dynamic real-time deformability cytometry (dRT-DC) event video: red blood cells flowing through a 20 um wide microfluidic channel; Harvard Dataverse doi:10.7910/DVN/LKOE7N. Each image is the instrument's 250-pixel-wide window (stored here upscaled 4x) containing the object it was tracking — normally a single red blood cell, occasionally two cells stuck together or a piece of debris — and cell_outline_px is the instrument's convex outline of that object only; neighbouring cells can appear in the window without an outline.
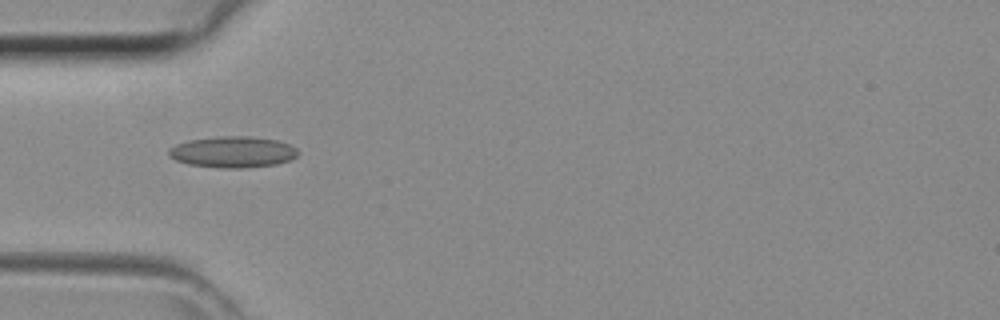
{"species": "common noctule bat (a hibernating species)", "species_latin": "Nyctalus noctula", "temperature_condition": "room temperature", "stored_images_in_passage": 41, "camera_frame_rate_fps": 3000, "um_per_image_px": 0.085, "animal": {"sex": "female", "body_mass_g": 29.2, "forearm_length_mm": 56.3}, "frame": {"image": 1, "passage_image": 11, "time_ms": 3.333, "image_size_px": [1000, 320], "cell_outline_px": [[300, 152], [296, 156], [288, 160], [276, 164], [240, 168], [224, 168], [188, 164], [176, 160], [168, 156], [168, 148], [176, 144], [188, 140], [220, 136], [248, 136], [276, 140], [288, 144], [296, 148]], "centroid_in_image_um": [19.75, 12.91], "position_along_channel_um": 65.2, "area_um2": 23.41}}
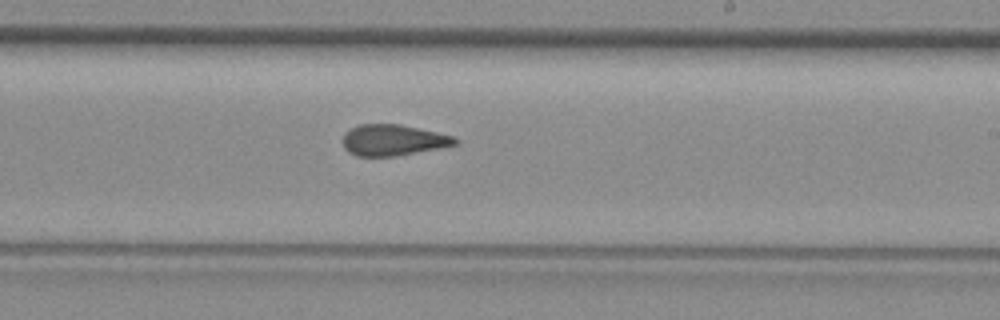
{"frame": {"image": 2, "passage_image": 23, "time_ms": 7.333, "image_size_px": [1000, 320], "cell_outline_px": [[460, 140], [456, 144], [440, 148], [396, 156], [356, 156], [348, 152], [344, 148], [344, 132], [360, 124], [400, 124], [436, 132], [452, 136]], "centroid_in_image_um": [33.41, 11.91], "position_along_channel_um": 255.6, "area_um2": 20.23}}
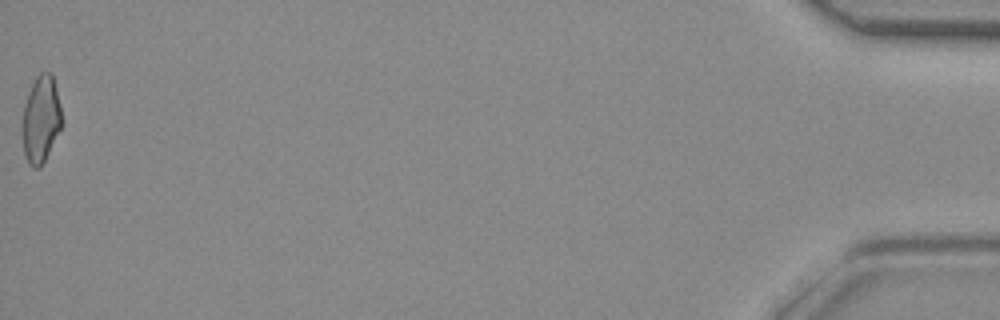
{"frame": {"image": 3, "passage_image": 41, "time_ms": 13.333, "image_size_px": [1000, 320], "cell_outline_px": [[60, 128], [40, 168], [32, 168], [28, 164], [24, 156], [24, 104], [28, 92], [36, 76], [40, 72], [52, 72], [60, 104]], "centroid_in_image_um": [3.47, 10.11], "position_along_channel_um": 431.7, "area_um2": 19.36}}